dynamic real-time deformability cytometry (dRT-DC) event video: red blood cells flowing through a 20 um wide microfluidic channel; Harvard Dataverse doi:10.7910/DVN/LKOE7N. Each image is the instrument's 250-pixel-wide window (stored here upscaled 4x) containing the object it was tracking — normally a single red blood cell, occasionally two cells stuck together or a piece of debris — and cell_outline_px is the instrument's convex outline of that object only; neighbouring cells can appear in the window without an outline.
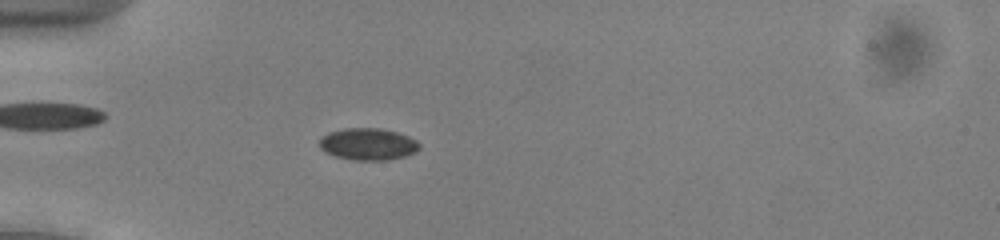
{"species": "common noctule bat (a hibernating species)", "species_latin": "Nyctalus noctula", "temperature_condition": "cold", "stored_images_in_passage": 53, "camera_frame_rate_fps": 3000, "um_per_image_px": 0.085, "animal": {"sex": "male", "body_mass_g": 13.0, "forearm_length_mm": 53.1}, "frame": {"image": 1, "passage_image": 16, "time_ms": 5.0, "image_size_px": [1000, 240], "cell_outline_px": [[420, 148], [416, 152], [404, 156], [388, 160], [352, 160], [336, 156], [324, 152], [320, 148], [320, 136], [328, 132], [344, 128], [380, 128], [396, 132], [408, 136], [416, 140], [420, 144]], "centroid_in_image_um": [31.26, 12.25], "position_along_channel_um": 53.7, "area_um2": 18.73}}
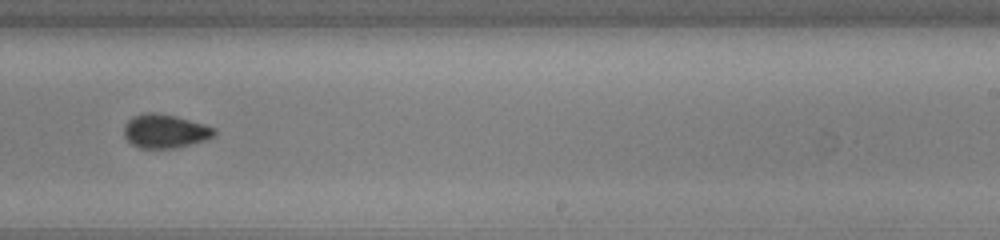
{"frame": {"image": 2, "passage_image": 34, "time_ms": 11.0, "image_size_px": [1000, 240], "cell_outline_px": [[216, 132], [208, 140], [176, 148], [140, 148], [132, 144], [124, 136], [124, 124], [132, 116], [148, 112], [156, 112], [176, 116], [204, 124], [216, 128]], "centroid_in_image_um": [14.03, 11.14], "position_along_channel_um": 275.0, "area_um2": 17.92}}
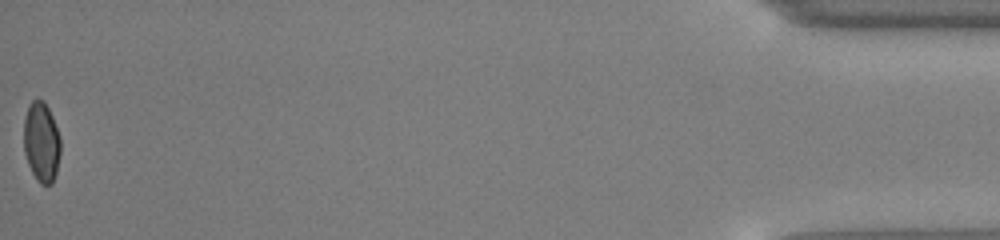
{"frame": {"image": 3, "passage_image": 53, "time_ms": 17.333, "image_size_px": [1000, 240], "cell_outline_px": [[60, 152], [56, 172], [52, 184], [40, 184], [36, 180], [28, 164], [24, 152], [24, 120], [28, 104], [36, 96], [44, 100], [52, 116], [60, 136]], "centroid_in_image_um": [3.51, 12.03], "position_along_channel_um": 431.7, "area_um2": 17.34}, "authors_computed_cell_mechanics": {"area_um2": 18.0336, "velocity_mm_per_s": 3.9187, "shape_relaxation_time_tau1_ms": null, "shape_relaxation_time_tau2_ms": 1.4419, "deformation_change_tau1": null, "deformation_change_tau2": 0.0467}}